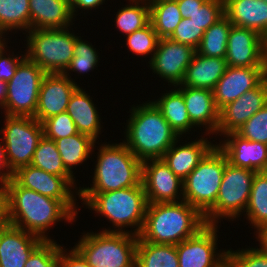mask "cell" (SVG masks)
Here are the masks:
<instances>
[{
	"label": "cell",
	"instance_id": "cell-1",
	"mask_svg": "<svg viewBox=\"0 0 267 267\" xmlns=\"http://www.w3.org/2000/svg\"><path fill=\"white\" fill-rule=\"evenodd\" d=\"M4 189L7 194L9 224L44 241L55 240L49 232L58 222L73 224L78 218L62 201L24 188L13 178L5 182Z\"/></svg>",
	"mask_w": 267,
	"mask_h": 267
},
{
	"label": "cell",
	"instance_id": "cell-2",
	"mask_svg": "<svg viewBox=\"0 0 267 267\" xmlns=\"http://www.w3.org/2000/svg\"><path fill=\"white\" fill-rule=\"evenodd\" d=\"M130 107L121 141L141 162L162 159L179 136L151 100Z\"/></svg>",
	"mask_w": 267,
	"mask_h": 267
},
{
	"label": "cell",
	"instance_id": "cell-3",
	"mask_svg": "<svg viewBox=\"0 0 267 267\" xmlns=\"http://www.w3.org/2000/svg\"><path fill=\"white\" fill-rule=\"evenodd\" d=\"M79 199L82 207L94 211L98 217L101 215L112 225L111 228L102 226L99 231L140 234L148 205L142 183L105 193H79Z\"/></svg>",
	"mask_w": 267,
	"mask_h": 267
},
{
	"label": "cell",
	"instance_id": "cell-4",
	"mask_svg": "<svg viewBox=\"0 0 267 267\" xmlns=\"http://www.w3.org/2000/svg\"><path fill=\"white\" fill-rule=\"evenodd\" d=\"M205 225L204 216L184 200L148 203L138 240L177 245L195 235Z\"/></svg>",
	"mask_w": 267,
	"mask_h": 267
},
{
	"label": "cell",
	"instance_id": "cell-5",
	"mask_svg": "<svg viewBox=\"0 0 267 267\" xmlns=\"http://www.w3.org/2000/svg\"><path fill=\"white\" fill-rule=\"evenodd\" d=\"M95 143L94 149L97 160L95 164L90 187H79V193H105L108 191L131 188L140 185L142 176V162L129 150L125 143H107L100 140ZM99 145V146H96ZM95 161V162H94ZM85 186V187H84Z\"/></svg>",
	"mask_w": 267,
	"mask_h": 267
},
{
	"label": "cell",
	"instance_id": "cell-6",
	"mask_svg": "<svg viewBox=\"0 0 267 267\" xmlns=\"http://www.w3.org/2000/svg\"><path fill=\"white\" fill-rule=\"evenodd\" d=\"M90 231H83L74 244L90 267H136L137 235Z\"/></svg>",
	"mask_w": 267,
	"mask_h": 267
},
{
	"label": "cell",
	"instance_id": "cell-7",
	"mask_svg": "<svg viewBox=\"0 0 267 267\" xmlns=\"http://www.w3.org/2000/svg\"><path fill=\"white\" fill-rule=\"evenodd\" d=\"M71 27L26 32V40L23 39L26 57L47 74H63L74 56L75 39L79 35Z\"/></svg>",
	"mask_w": 267,
	"mask_h": 267
},
{
	"label": "cell",
	"instance_id": "cell-8",
	"mask_svg": "<svg viewBox=\"0 0 267 267\" xmlns=\"http://www.w3.org/2000/svg\"><path fill=\"white\" fill-rule=\"evenodd\" d=\"M227 163L226 155L215 145L183 181V200L203 216L216 202Z\"/></svg>",
	"mask_w": 267,
	"mask_h": 267
},
{
	"label": "cell",
	"instance_id": "cell-9",
	"mask_svg": "<svg viewBox=\"0 0 267 267\" xmlns=\"http://www.w3.org/2000/svg\"><path fill=\"white\" fill-rule=\"evenodd\" d=\"M255 173L246 168L235 167L229 162L226 164L216 202L204 215L206 224L221 225L223 220L242 221Z\"/></svg>",
	"mask_w": 267,
	"mask_h": 267
},
{
	"label": "cell",
	"instance_id": "cell-10",
	"mask_svg": "<svg viewBox=\"0 0 267 267\" xmlns=\"http://www.w3.org/2000/svg\"><path fill=\"white\" fill-rule=\"evenodd\" d=\"M0 128L8 166L12 173L31 164L39 140L43 137L42 124L30 116L3 115Z\"/></svg>",
	"mask_w": 267,
	"mask_h": 267
},
{
	"label": "cell",
	"instance_id": "cell-11",
	"mask_svg": "<svg viewBox=\"0 0 267 267\" xmlns=\"http://www.w3.org/2000/svg\"><path fill=\"white\" fill-rule=\"evenodd\" d=\"M46 74L35 62L25 57L7 82V99L0 112L9 116L34 117L41 82Z\"/></svg>",
	"mask_w": 267,
	"mask_h": 267
},
{
	"label": "cell",
	"instance_id": "cell-12",
	"mask_svg": "<svg viewBox=\"0 0 267 267\" xmlns=\"http://www.w3.org/2000/svg\"><path fill=\"white\" fill-rule=\"evenodd\" d=\"M20 186L34 190L44 196L62 201L76 216L81 209L78 205L80 185L73 176H57L28 165L18 169L12 177ZM77 204V205H76ZM80 207V208H79Z\"/></svg>",
	"mask_w": 267,
	"mask_h": 267
},
{
	"label": "cell",
	"instance_id": "cell-13",
	"mask_svg": "<svg viewBox=\"0 0 267 267\" xmlns=\"http://www.w3.org/2000/svg\"><path fill=\"white\" fill-rule=\"evenodd\" d=\"M219 226L206 224L195 235L176 245L179 267H220L226 262V248H218Z\"/></svg>",
	"mask_w": 267,
	"mask_h": 267
},
{
	"label": "cell",
	"instance_id": "cell-14",
	"mask_svg": "<svg viewBox=\"0 0 267 267\" xmlns=\"http://www.w3.org/2000/svg\"><path fill=\"white\" fill-rule=\"evenodd\" d=\"M196 49L172 41L169 38L159 39L156 51L148 63L152 74L168 83V87L181 84L186 68L190 65Z\"/></svg>",
	"mask_w": 267,
	"mask_h": 267
},
{
	"label": "cell",
	"instance_id": "cell-15",
	"mask_svg": "<svg viewBox=\"0 0 267 267\" xmlns=\"http://www.w3.org/2000/svg\"><path fill=\"white\" fill-rule=\"evenodd\" d=\"M141 182L148 203L183 201V181L173 173L163 159L142 162Z\"/></svg>",
	"mask_w": 267,
	"mask_h": 267
},
{
	"label": "cell",
	"instance_id": "cell-16",
	"mask_svg": "<svg viewBox=\"0 0 267 267\" xmlns=\"http://www.w3.org/2000/svg\"><path fill=\"white\" fill-rule=\"evenodd\" d=\"M266 39L257 31L232 25L228 34L226 62L230 67H262Z\"/></svg>",
	"mask_w": 267,
	"mask_h": 267
},
{
	"label": "cell",
	"instance_id": "cell-17",
	"mask_svg": "<svg viewBox=\"0 0 267 267\" xmlns=\"http://www.w3.org/2000/svg\"><path fill=\"white\" fill-rule=\"evenodd\" d=\"M267 104V90L263 82L256 88L247 91L235 101L226 104L219 110L217 137L222 138L231 132H237L255 113Z\"/></svg>",
	"mask_w": 267,
	"mask_h": 267
},
{
	"label": "cell",
	"instance_id": "cell-18",
	"mask_svg": "<svg viewBox=\"0 0 267 267\" xmlns=\"http://www.w3.org/2000/svg\"><path fill=\"white\" fill-rule=\"evenodd\" d=\"M80 84L64 74H46L41 82L34 118L42 123L45 119L66 112L70 97Z\"/></svg>",
	"mask_w": 267,
	"mask_h": 267
},
{
	"label": "cell",
	"instance_id": "cell-19",
	"mask_svg": "<svg viewBox=\"0 0 267 267\" xmlns=\"http://www.w3.org/2000/svg\"><path fill=\"white\" fill-rule=\"evenodd\" d=\"M209 138H207V137ZM201 134L185 144L181 137L164 153L162 159L182 181L197 167L204 156L216 145L214 136ZM200 137V138H198ZM206 137V138H205ZM211 138V139H210ZM181 141V142H180ZM215 144H214V143ZM182 143V144H181Z\"/></svg>",
	"mask_w": 267,
	"mask_h": 267
},
{
	"label": "cell",
	"instance_id": "cell-20",
	"mask_svg": "<svg viewBox=\"0 0 267 267\" xmlns=\"http://www.w3.org/2000/svg\"><path fill=\"white\" fill-rule=\"evenodd\" d=\"M222 137L216 145L223 151L231 165L255 172L267 170V144L247 140L236 132Z\"/></svg>",
	"mask_w": 267,
	"mask_h": 267
},
{
	"label": "cell",
	"instance_id": "cell-21",
	"mask_svg": "<svg viewBox=\"0 0 267 267\" xmlns=\"http://www.w3.org/2000/svg\"><path fill=\"white\" fill-rule=\"evenodd\" d=\"M174 87L183 95L191 123L197 129H200L201 134L214 135L217 140L219 109L215 104L213 90L183 85H176Z\"/></svg>",
	"mask_w": 267,
	"mask_h": 267
},
{
	"label": "cell",
	"instance_id": "cell-22",
	"mask_svg": "<svg viewBox=\"0 0 267 267\" xmlns=\"http://www.w3.org/2000/svg\"><path fill=\"white\" fill-rule=\"evenodd\" d=\"M262 67H230L216 83L213 95L220 110L262 83Z\"/></svg>",
	"mask_w": 267,
	"mask_h": 267
},
{
	"label": "cell",
	"instance_id": "cell-23",
	"mask_svg": "<svg viewBox=\"0 0 267 267\" xmlns=\"http://www.w3.org/2000/svg\"><path fill=\"white\" fill-rule=\"evenodd\" d=\"M43 241L11 224L0 228V267H24L31 253Z\"/></svg>",
	"mask_w": 267,
	"mask_h": 267
},
{
	"label": "cell",
	"instance_id": "cell-24",
	"mask_svg": "<svg viewBox=\"0 0 267 267\" xmlns=\"http://www.w3.org/2000/svg\"><path fill=\"white\" fill-rule=\"evenodd\" d=\"M29 9L30 30L64 29L75 22L70 0H29Z\"/></svg>",
	"mask_w": 267,
	"mask_h": 267
},
{
	"label": "cell",
	"instance_id": "cell-25",
	"mask_svg": "<svg viewBox=\"0 0 267 267\" xmlns=\"http://www.w3.org/2000/svg\"><path fill=\"white\" fill-rule=\"evenodd\" d=\"M92 99L85 87L83 89L79 86L71 95L66 112L73 119L79 133L88 135L97 142L104 127L99 109Z\"/></svg>",
	"mask_w": 267,
	"mask_h": 267
},
{
	"label": "cell",
	"instance_id": "cell-26",
	"mask_svg": "<svg viewBox=\"0 0 267 267\" xmlns=\"http://www.w3.org/2000/svg\"><path fill=\"white\" fill-rule=\"evenodd\" d=\"M224 13L234 26L253 29L267 38L266 1L224 0Z\"/></svg>",
	"mask_w": 267,
	"mask_h": 267
},
{
	"label": "cell",
	"instance_id": "cell-27",
	"mask_svg": "<svg viewBox=\"0 0 267 267\" xmlns=\"http://www.w3.org/2000/svg\"><path fill=\"white\" fill-rule=\"evenodd\" d=\"M227 66L225 58L207 57L196 52L179 85L213 90Z\"/></svg>",
	"mask_w": 267,
	"mask_h": 267
},
{
	"label": "cell",
	"instance_id": "cell-28",
	"mask_svg": "<svg viewBox=\"0 0 267 267\" xmlns=\"http://www.w3.org/2000/svg\"><path fill=\"white\" fill-rule=\"evenodd\" d=\"M170 88L166 90L165 87V92L160 93L157 99H152L151 101L160 110L165 120L179 137L184 134L183 137H186V134H191L192 136V131L195 132L196 127L189 119L183 95L174 86Z\"/></svg>",
	"mask_w": 267,
	"mask_h": 267
},
{
	"label": "cell",
	"instance_id": "cell-29",
	"mask_svg": "<svg viewBox=\"0 0 267 267\" xmlns=\"http://www.w3.org/2000/svg\"><path fill=\"white\" fill-rule=\"evenodd\" d=\"M55 143L64 167L76 178L74 169L83 164L85 165L87 160L89 161V158L91 160L95 151L94 145L96 141L90 136L78 132L72 136L57 139Z\"/></svg>",
	"mask_w": 267,
	"mask_h": 267
},
{
	"label": "cell",
	"instance_id": "cell-30",
	"mask_svg": "<svg viewBox=\"0 0 267 267\" xmlns=\"http://www.w3.org/2000/svg\"><path fill=\"white\" fill-rule=\"evenodd\" d=\"M29 30V0H0V33L6 39H12L10 35L19 34L18 31L23 35Z\"/></svg>",
	"mask_w": 267,
	"mask_h": 267
},
{
	"label": "cell",
	"instance_id": "cell-31",
	"mask_svg": "<svg viewBox=\"0 0 267 267\" xmlns=\"http://www.w3.org/2000/svg\"><path fill=\"white\" fill-rule=\"evenodd\" d=\"M255 234L267 224V172H256L253 178L250 199L242 215Z\"/></svg>",
	"mask_w": 267,
	"mask_h": 267
},
{
	"label": "cell",
	"instance_id": "cell-32",
	"mask_svg": "<svg viewBox=\"0 0 267 267\" xmlns=\"http://www.w3.org/2000/svg\"><path fill=\"white\" fill-rule=\"evenodd\" d=\"M136 267H179L176 245L138 240Z\"/></svg>",
	"mask_w": 267,
	"mask_h": 267
},
{
	"label": "cell",
	"instance_id": "cell-33",
	"mask_svg": "<svg viewBox=\"0 0 267 267\" xmlns=\"http://www.w3.org/2000/svg\"><path fill=\"white\" fill-rule=\"evenodd\" d=\"M130 2V3H129ZM126 5L117 9L112 22L122 36L129 35L150 23V6L148 0H128Z\"/></svg>",
	"mask_w": 267,
	"mask_h": 267
},
{
	"label": "cell",
	"instance_id": "cell-34",
	"mask_svg": "<svg viewBox=\"0 0 267 267\" xmlns=\"http://www.w3.org/2000/svg\"><path fill=\"white\" fill-rule=\"evenodd\" d=\"M150 22L159 39L169 38L182 17L176 0H148Z\"/></svg>",
	"mask_w": 267,
	"mask_h": 267
},
{
	"label": "cell",
	"instance_id": "cell-35",
	"mask_svg": "<svg viewBox=\"0 0 267 267\" xmlns=\"http://www.w3.org/2000/svg\"><path fill=\"white\" fill-rule=\"evenodd\" d=\"M79 35L75 39L74 44V56L71 59L70 65L63 73L66 77H68L71 81L78 84L75 80L78 79L76 76L72 78L73 72L74 75L77 73L79 76H83L84 74H88V72H93L99 65L100 54L98 49L96 50L95 45H92L90 41L82 39Z\"/></svg>",
	"mask_w": 267,
	"mask_h": 267
},
{
	"label": "cell",
	"instance_id": "cell-36",
	"mask_svg": "<svg viewBox=\"0 0 267 267\" xmlns=\"http://www.w3.org/2000/svg\"><path fill=\"white\" fill-rule=\"evenodd\" d=\"M233 24L224 15L215 24L204 31L197 53L207 57L225 58L228 34Z\"/></svg>",
	"mask_w": 267,
	"mask_h": 267
},
{
	"label": "cell",
	"instance_id": "cell-37",
	"mask_svg": "<svg viewBox=\"0 0 267 267\" xmlns=\"http://www.w3.org/2000/svg\"><path fill=\"white\" fill-rule=\"evenodd\" d=\"M30 165L57 176H72L63 165L55 141L44 136L38 142Z\"/></svg>",
	"mask_w": 267,
	"mask_h": 267
},
{
	"label": "cell",
	"instance_id": "cell-38",
	"mask_svg": "<svg viewBox=\"0 0 267 267\" xmlns=\"http://www.w3.org/2000/svg\"><path fill=\"white\" fill-rule=\"evenodd\" d=\"M124 38H126L125 44L128 51L135 54V56L140 57V59L142 57L146 59L148 58V63L150 62L159 41V37L154 31L151 22L147 26L124 36Z\"/></svg>",
	"mask_w": 267,
	"mask_h": 267
},
{
	"label": "cell",
	"instance_id": "cell-39",
	"mask_svg": "<svg viewBox=\"0 0 267 267\" xmlns=\"http://www.w3.org/2000/svg\"><path fill=\"white\" fill-rule=\"evenodd\" d=\"M226 261L231 267H267V251L259 246L227 250Z\"/></svg>",
	"mask_w": 267,
	"mask_h": 267
},
{
	"label": "cell",
	"instance_id": "cell-40",
	"mask_svg": "<svg viewBox=\"0 0 267 267\" xmlns=\"http://www.w3.org/2000/svg\"><path fill=\"white\" fill-rule=\"evenodd\" d=\"M41 124L43 136L54 141L78 133L73 119L67 112L45 119Z\"/></svg>",
	"mask_w": 267,
	"mask_h": 267
},
{
	"label": "cell",
	"instance_id": "cell-41",
	"mask_svg": "<svg viewBox=\"0 0 267 267\" xmlns=\"http://www.w3.org/2000/svg\"><path fill=\"white\" fill-rule=\"evenodd\" d=\"M60 244L43 241L30 255L24 267H59Z\"/></svg>",
	"mask_w": 267,
	"mask_h": 267
},
{
	"label": "cell",
	"instance_id": "cell-42",
	"mask_svg": "<svg viewBox=\"0 0 267 267\" xmlns=\"http://www.w3.org/2000/svg\"><path fill=\"white\" fill-rule=\"evenodd\" d=\"M241 137L267 144V104L236 132Z\"/></svg>",
	"mask_w": 267,
	"mask_h": 267
},
{
	"label": "cell",
	"instance_id": "cell-43",
	"mask_svg": "<svg viewBox=\"0 0 267 267\" xmlns=\"http://www.w3.org/2000/svg\"><path fill=\"white\" fill-rule=\"evenodd\" d=\"M224 15V0H206L199 9L188 15V18L206 31Z\"/></svg>",
	"mask_w": 267,
	"mask_h": 267
},
{
	"label": "cell",
	"instance_id": "cell-44",
	"mask_svg": "<svg viewBox=\"0 0 267 267\" xmlns=\"http://www.w3.org/2000/svg\"><path fill=\"white\" fill-rule=\"evenodd\" d=\"M203 34L204 30L195 24L190 18H182L169 39L191 46L197 50L201 43Z\"/></svg>",
	"mask_w": 267,
	"mask_h": 267
},
{
	"label": "cell",
	"instance_id": "cell-45",
	"mask_svg": "<svg viewBox=\"0 0 267 267\" xmlns=\"http://www.w3.org/2000/svg\"><path fill=\"white\" fill-rule=\"evenodd\" d=\"M8 42L11 41L9 39H6L0 45V80H3L6 83L12 79L18 65L26 57V53L22 50L18 52L19 55L17 54V52L15 54L14 50H11L7 45L9 44ZM20 52L23 54H21Z\"/></svg>",
	"mask_w": 267,
	"mask_h": 267
},
{
	"label": "cell",
	"instance_id": "cell-46",
	"mask_svg": "<svg viewBox=\"0 0 267 267\" xmlns=\"http://www.w3.org/2000/svg\"><path fill=\"white\" fill-rule=\"evenodd\" d=\"M66 247L60 244L59 267H90L85 258L74 246L71 248Z\"/></svg>",
	"mask_w": 267,
	"mask_h": 267
},
{
	"label": "cell",
	"instance_id": "cell-47",
	"mask_svg": "<svg viewBox=\"0 0 267 267\" xmlns=\"http://www.w3.org/2000/svg\"><path fill=\"white\" fill-rule=\"evenodd\" d=\"M108 0H70L72 14L76 20L77 15L81 16V13L85 11L86 13H91L92 10L96 12V9L103 8L102 5H106ZM106 2V3H105ZM101 6V7H99ZM81 10V11H80ZM90 10V11H89ZM80 11V13H78ZM78 13V14H77Z\"/></svg>",
	"mask_w": 267,
	"mask_h": 267
},
{
	"label": "cell",
	"instance_id": "cell-48",
	"mask_svg": "<svg viewBox=\"0 0 267 267\" xmlns=\"http://www.w3.org/2000/svg\"><path fill=\"white\" fill-rule=\"evenodd\" d=\"M12 177L13 173L8 166L5 147L0 137V186H4L5 182L9 181Z\"/></svg>",
	"mask_w": 267,
	"mask_h": 267
},
{
	"label": "cell",
	"instance_id": "cell-49",
	"mask_svg": "<svg viewBox=\"0 0 267 267\" xmlns=\"http://www.w3.org/2000/svg\"><path fill=\"white\" fill-rule=\"evenodd\" d=\"M182 18H188V15L199 9L206 0H176Z\"/></svg>",
	"mask_w": 267,
	"mask_h": 267
},
{
	"label": "cell",
	"instance_id": "cell-50",
	"mask_svg": "<svg viewBox=\"0 0 267 267\" xmlns=\"http://www.w3.org/2000/svg\"><path fill=\"white\" fill-rule=\"evenodd\" d=\"M9 224L8 220V207H7V194L4 186H0V228Z\"/></svg>",
	"mask_w": 267,
	"mask_h": 267
},
{
	"label": "cell",
	"instance_id": "cell-51",
	"mask_svg": "<svg viewBox=\"0 0 267 267\" xmlns=\"http://www.w3.org/2000/svg\"><path fill=\"white\" fill-rule=\"evenodd\" d=\"M258 246L267 251V224L255 233Z\"/></svg>",
	"mask_w": 267,
	"mask_h": 267
},
{
	"label": "cell",
	"instance_id": "cell-52",
	"mask_svg": "<svg viewBox=\"0 0 267 267\" xmlns=\"http://www.w3.org/2000/svg\"><path fill=\"white\" fill-rule=\"evenodd\" d=\"M7 99V83L0 80V109L5 106Z\"/></svg>",
	"mask_w": 267,
	"mask_h": 267
},
{
	"label": "cell",
	"instance_id": "cell-53",
	"mask_svg": "<svg viewBox=\"0 0 267 267\" xmlns=\"http://www.w3.org/2000/svg\"><path fill=\"white\" fill-rule=\"evenodd\" d=\"M262 81H263V84L267 90V56L263 62V66H262Z\"/></svg>",
	"mask_w": 267,
	"mask_h": 267
},
{
	"label": "cell",
	"instance_id": "cell-54",
	"mask_svg": "<svg viewBox=\"0 0 267 267\" xmlns=\"http://www.w3.org/2000/svg\"><path fill=\"white\" fill-rule=\"evenodd\" d=\"M6 40V38L0 33V45Z\"/></svg>",
	"mask_w": 267,
	"mask_h": 267
},
{
	"label": "cell",
	"instance_id": "cell-55",
	"mask_svg": "<svg viewBox=\"0 0 267 267\" xmlns=\"http://www.w3.org/2000/svg\"><path fill=\"white\" fill-rule=\"evenodd\" d=\"M220 267H231V265L226 261Z\"/></svg>",
	"mask_w": 267,
	"mask_h": 267
},
{
	"label": "cell",
	"instance_id": "cell-56",
	"mask_svg": "<svg viewBox=\"0 0 267 267\" xmlns=\"http://www.w3.org/2000/svg\"><path fill=\"white\" fill-rule=\"evenodd\" d=\"M266 56H267V38H266Z\"/></svg>",
	"mask_w": 267,
	"mask_h": 267
}]
</instances>
